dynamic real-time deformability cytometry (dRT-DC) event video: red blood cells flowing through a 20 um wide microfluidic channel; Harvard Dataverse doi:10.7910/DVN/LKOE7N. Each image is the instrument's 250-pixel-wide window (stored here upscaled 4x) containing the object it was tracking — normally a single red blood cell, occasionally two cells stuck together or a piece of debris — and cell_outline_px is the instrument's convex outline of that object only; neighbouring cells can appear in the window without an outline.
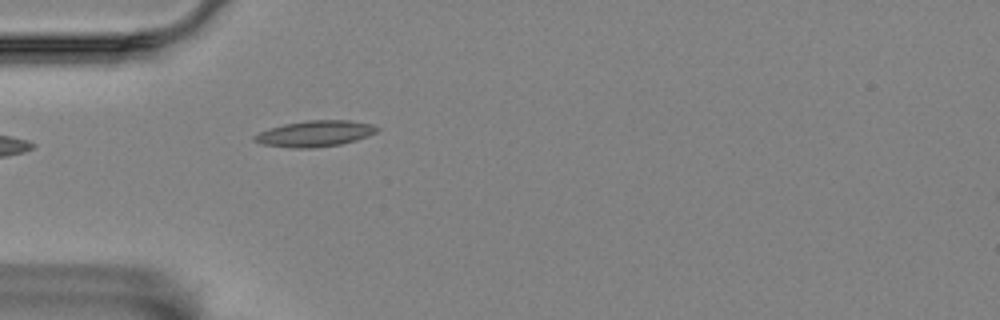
{"species": "Egyptian fruit bat (a non-hibernating species)", "species_latin": "Rousettus aegyptiacus", "temperature_condition": "room temperature", "stored_images_in_passage": 6, "camera_frame_rate_fps": 3000, "um_per_image_px": 0.085, "animal": {"sex": "female"}, "frame": {"image": 1, "passage_image": 6, "time_ms": 1.667, "image_size_px": [1000, 320], "cell_outline_px": [[380, 128], [376, 132], [368, 136], [356, 140], [340, 144], [316, 148], [292, 148], [260, 144], [252, 140], [252, 136], [260, 132], [284, 124], [308, 120], [348, 120], [372, 124]], "centroid_in_image_um": [26.76, 11.36], "position_along_channel_um": 58.2, "area_um2": 18.61}}